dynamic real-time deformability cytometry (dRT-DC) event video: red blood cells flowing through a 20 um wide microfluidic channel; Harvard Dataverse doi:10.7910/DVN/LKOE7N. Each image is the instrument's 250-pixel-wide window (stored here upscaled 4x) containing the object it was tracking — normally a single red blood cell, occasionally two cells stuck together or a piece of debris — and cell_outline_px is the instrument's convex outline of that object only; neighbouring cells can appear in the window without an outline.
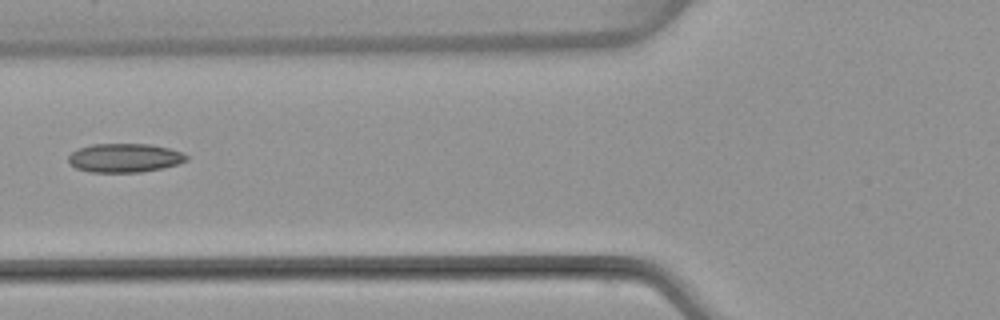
{"species": "common noctule bat (a hibernating species)", "species_latin": "Nyctalus noctula", "temperature_condition": "warm", "stored_images_in_passage": 6, "camera_frame_rate_fps": 3000, "um_per_image_px": 0.085, "animal": {"sex": "female", "body_mass_g": 22.7, "forearm_length_mm": 54.2}, "frame": {"image": 1, "passage_image": 6, "time_ms": 6.333, "image_size_px": [1000, 320], "cell_outline_px": [[188, 160], [164, 168], [140, 172], [88, 172], [76, 168], [68, 164], [68, 156], [72, 152], [80, 148], [92, 144], [152, 144], [184, 152], [188, 156]], "centroid_in_image_um": [10.59, 13.42], "position_along_channel_um": 115.2, "area_um2": 20.0}}